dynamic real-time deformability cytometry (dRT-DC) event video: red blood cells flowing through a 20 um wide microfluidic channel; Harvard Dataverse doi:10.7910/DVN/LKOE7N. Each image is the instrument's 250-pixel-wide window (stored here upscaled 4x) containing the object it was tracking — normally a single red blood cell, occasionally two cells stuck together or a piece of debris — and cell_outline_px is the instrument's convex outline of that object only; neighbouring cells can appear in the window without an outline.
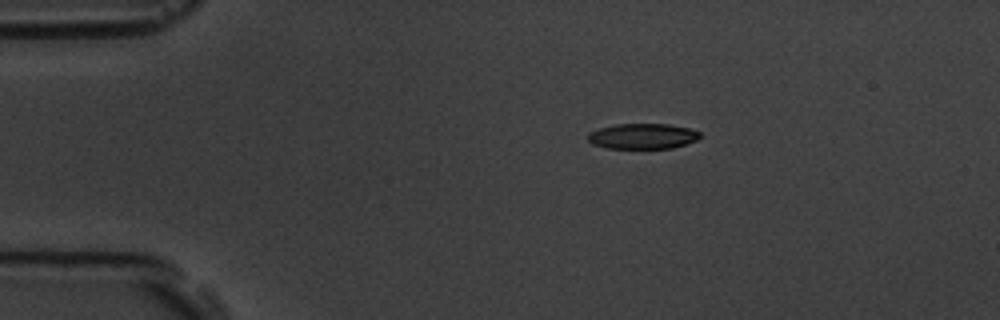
{"species": "common noctule bat (a hibernating species)", "species_latin": "Nyctalus noctula", "temperature_condition": "room temperature", "stored_images_in_passage": 3, "camera_frame_rate_fps": 3000, "um_per_image_px": 0.085, "animal": {"sex": "male", "body_mass_g": 19.5, "forearm_length_mm": 54.6}, "frame": {"image": 1, "passage_image": 1, "time_ms": 0.0, "image_size_px": [1000, 320], "cell_outline_px": [[700, 136], [696, 140], [672, 148], [608, 148], [592, 144], [588, 140], [588, 132], [600, 128], [616, 124], [668, 124], [688, 128], [700, 132]], "centroid_in_image_um": [54.6, 11.57], "position_along_channel_um": 30.4, "area_um2": 16.47}}